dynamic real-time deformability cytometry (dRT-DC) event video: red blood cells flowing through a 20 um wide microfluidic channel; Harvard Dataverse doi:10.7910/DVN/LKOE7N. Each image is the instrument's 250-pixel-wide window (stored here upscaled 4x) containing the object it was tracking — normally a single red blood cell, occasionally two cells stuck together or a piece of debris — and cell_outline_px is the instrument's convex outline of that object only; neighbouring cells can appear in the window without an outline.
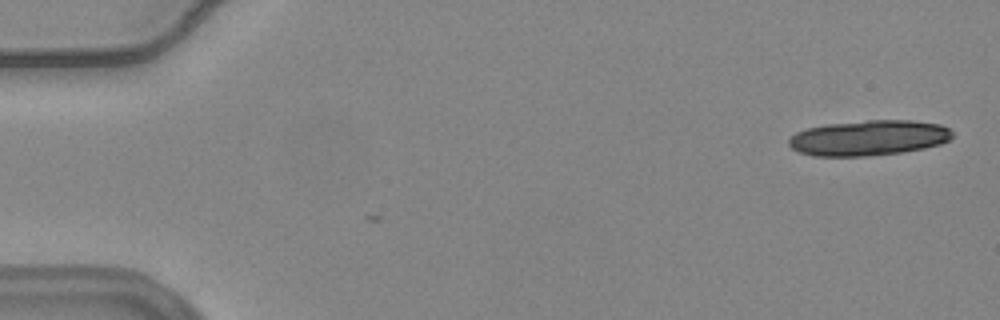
{"species": "common noctule bat (a hibernating species)", "species_latin": "Nyctalus noctula", "temperature_condition": "warm", "stored_images_in_passage": 3, "camera_frame_rate_fps": 3000, "um_per_image_px": 0.085, "animal": {"sex": "female", "body_mass_g": 24.6, "forearm_length_mm": 56.2}, "frame": {"image": 1, "passage_image": 1, "time_ms": 0.0, "image_size_px": [1000, 320], "cell_outline_px": [[952, 136], [948, 140], [940, 144], [924, 148], [900, 152], [868, 156], [812, 156], [800, 152], [792, 148], [788, 144], [788, 140], [796, 132], [808, 128], [828, 124], [868, 120], [912, 120], [940, 124], [948, 128], [952, 132]], "centroid_in_image_um": [73.83, 11.72], "position_along_channel_um": 11.2, "area_um2": 33.58}}